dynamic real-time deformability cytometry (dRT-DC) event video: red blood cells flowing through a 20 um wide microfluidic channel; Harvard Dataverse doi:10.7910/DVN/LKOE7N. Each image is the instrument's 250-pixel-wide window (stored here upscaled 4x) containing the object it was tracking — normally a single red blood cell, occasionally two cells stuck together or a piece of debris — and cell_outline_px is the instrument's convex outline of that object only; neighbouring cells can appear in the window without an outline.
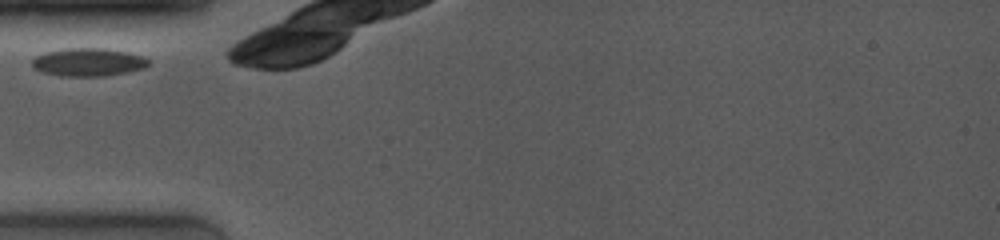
{"species": "common noctule bat (a hibernating species)", "species_latin": "Nyctalus noctula", "temperature_condition": "room temperature", "stored_images_in_passage": 23, "camera_frame_rate_fps": 4000, "um_per_image_px": 0.085, "animal": {"sex": "female", "body_mass_g": 19.0, "forearm_length_mm": 53.3}, "frame": {"image": 1, "passage_image": 1, "time_ms": 0.0, "image_size_px": [1000, 240], "cell_outline_px": [[148, 64], [144, 68], [128, 72], [104, 76], [60, 76], [44, 72], [36, 68], [32, 64], [32, 60], [36, 56], [44, 52], [64, 48], [104, 48], [128, 52], [144, 56], [148, 60]], "centroid_in_image_um": [7.52, 5.27], "position_along_channel_um": 77.5, "area_um2": 19.02}}